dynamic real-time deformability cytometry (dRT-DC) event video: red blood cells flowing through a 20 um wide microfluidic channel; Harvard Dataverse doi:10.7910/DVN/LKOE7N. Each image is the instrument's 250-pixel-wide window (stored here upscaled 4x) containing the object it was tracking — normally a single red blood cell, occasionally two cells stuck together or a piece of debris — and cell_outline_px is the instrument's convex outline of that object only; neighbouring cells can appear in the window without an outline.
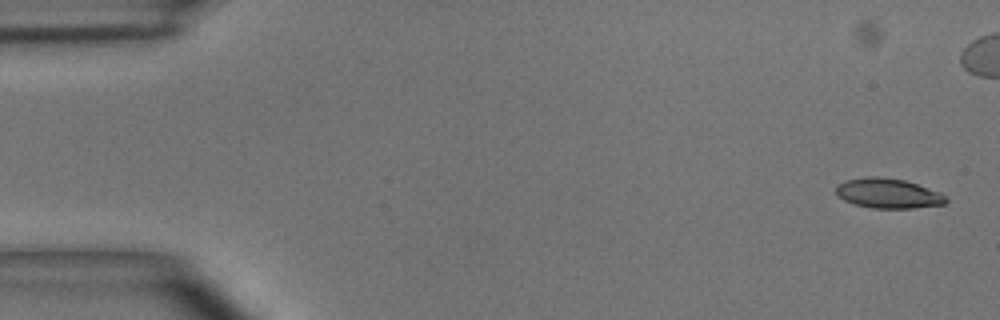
{"species": "common noctule bat (a hibernating species)", "species_latin": "Nyctalus noctula", "temperature_condition": "room temperature", "stored_images_in_passage": 50, "camera_frame_rate_fps": 3000, "um_per_image_px": 0.085, "animal": {"sex": "male", "body_mass_g": 15.6}, "frame": {"image": 1, "passage_image": 1, "time_ms": 0.0, "image_size_px": [1000, 320], "cell_outline_px": [[948, 200], [944, 204], [912, 208], [872, 208], [856, 204], [844, 200], [836, 192], [836, 184], [844, 180], [868, 176], [880, 176], [904, 180], [940, 192], [948, 196]], "centroid_in_image_um": [75.49, 16.42], "position_along_channel_um": 9.5, "area_um2": 19.13}, "authors_computed_cell_mechanics": {"area_um2": 20.0277, "velocity_mm_per_s": 3.927, "shape_relaxation_time_tau1_ms": 6.1321, "shape_relaxation_time_tau2_ms": 4.7093, "deformation_change_tau1": 0.1861, "deformation_change_tau2": 0.1268}}